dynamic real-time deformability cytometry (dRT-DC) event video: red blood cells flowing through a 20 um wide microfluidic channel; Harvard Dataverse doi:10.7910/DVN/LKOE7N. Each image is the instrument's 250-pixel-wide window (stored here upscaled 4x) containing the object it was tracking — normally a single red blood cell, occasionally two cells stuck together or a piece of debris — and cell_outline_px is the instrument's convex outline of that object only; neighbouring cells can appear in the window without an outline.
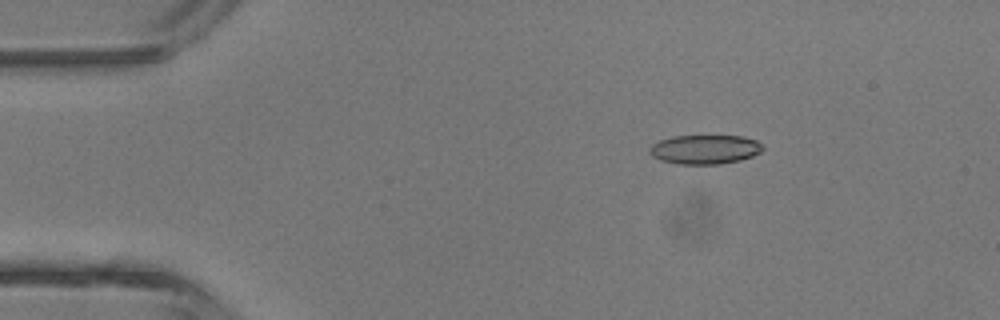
{"species": "common noctule bat (a hibernating species)", "species_latin": "Nyctalus noctula", "temperature_condition": "room temperature", "stored_images_in_passage": 3, "camera_frame_rate_fps": 3000, "um_per_image_px": 0.085, "animal": {"sex": "male", "body_mass_g": 13.3}, "frame": {"image": 1, "passage_image": 2, "time_ms": 1.0, "image_size_px": [1000, 320], "cell_outline_px": [[764, 148], [760, 152], [752, 156], [740, 160], [720, 164], [676, 164], [660, 160], [652, 156], [648, 152], [652, 144], [660, 140], [672, 136], [744, 136], [756, 140]], "centroid_in_image_um": [59.89, 12.7], "position_along_channel_um": 25.1, "area_um2": 19.31}}